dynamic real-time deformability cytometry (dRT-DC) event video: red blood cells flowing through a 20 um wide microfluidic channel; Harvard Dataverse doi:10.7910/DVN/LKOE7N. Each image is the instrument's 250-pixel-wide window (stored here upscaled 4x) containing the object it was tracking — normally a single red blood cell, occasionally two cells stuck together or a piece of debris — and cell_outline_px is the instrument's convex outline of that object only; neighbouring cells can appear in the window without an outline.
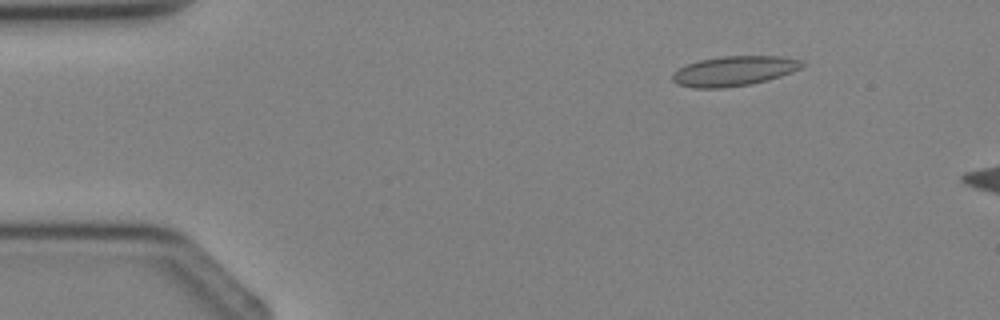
{"species": "Egyptian fruit bat (a non-hibernating species)", "species_latin": "Rousettus aegyptiacus", "temperature_condition": "cold", "stored_images_in_passage": 3, "camera_frame_rate_fps": 3000, "um_per_image_px": 0.085, "animal": {"sex": "female"}, "frame": {"image": 1, "passage_image": 1, "time_ms": 0.0, "image_size_px": [1000, 320], "cell_outline_px": [[804, 64], [800, 68], [792, 72], [768, 80], [748, 84], [720, 88], [692, 88], [676, 84], [672, 80], [672, 72], [688, 64], [700, 60], [720, 56], [780, 56], [800, 60]], "centroid_in_image_um": [62.36, 6.03], "position_along_channel_um": 22.6, "area_um2": 22.43}}